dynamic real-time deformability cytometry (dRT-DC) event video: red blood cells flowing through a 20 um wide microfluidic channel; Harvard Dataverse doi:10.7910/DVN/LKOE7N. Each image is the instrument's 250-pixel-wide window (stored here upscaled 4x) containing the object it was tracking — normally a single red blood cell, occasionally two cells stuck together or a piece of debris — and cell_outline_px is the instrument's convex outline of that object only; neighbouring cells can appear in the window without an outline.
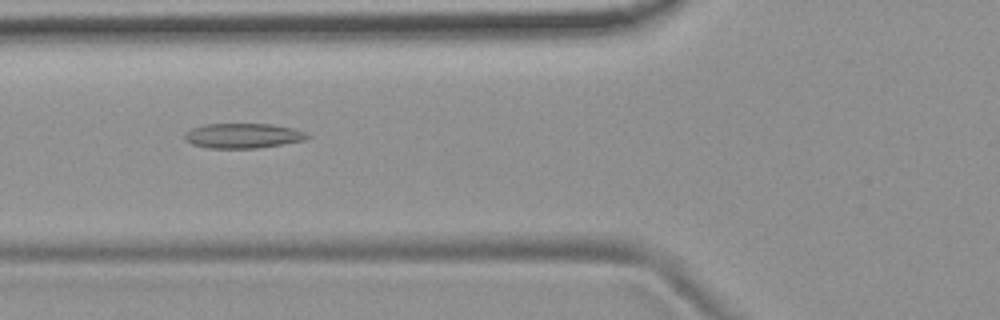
{"species": "common noctule bat (a hibernating species)", "species_latin": "Nyctalus noctula", "temperature_condition": "room temperature", "stored_images_in_passage": 53, "camera_frame_rate_fps": 3000, "um_per_image_px": 0.085, "animal": {"sex": "female", "body_mass_g": 19.9}, "frame": {"image": 1, "passage_image": 20, "time_ms": 6.333, "image_size_px": [1000, 320], "cell_outline_px": [[312, 136], [304, 140], [256, 148], [208, 148], [192, 144], [184, 140], [184, 132], [192, 128], [204, 124], [272, 124], [292, 128], [304, 132]], "centroid_in_image_um": [20.6, 11.53], "position_along_channel_um": 105.2, "area_um2": 17.74}}
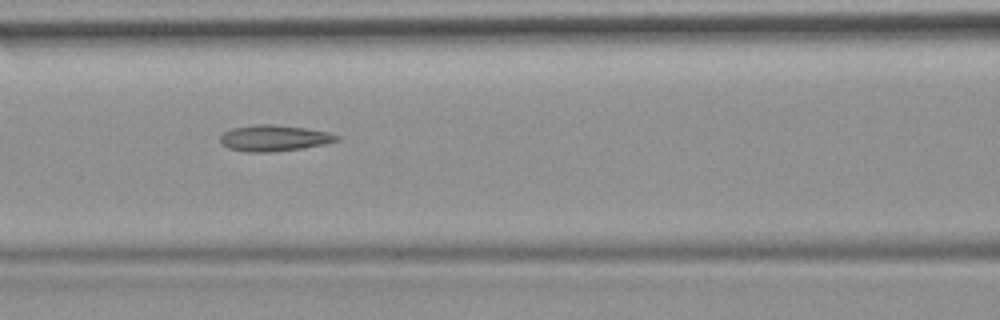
{"frame": {"image": 2, "passage_image": 23, "time_ms": 7.333, "image_size_px": [1000, 320], "cell_outline_px": [[340, 140], [324, 144], [304, 148], [268, 152], [244, 152], [228, 148], [220, 144], [220, 136], [224, 132], [232, 128], [256, 124], [272, 124], [304, 128], [328, 132], [340, 136]], "centroid_in_image_um": [23.27, 11.74], "position_along_channel_um": 143.3, "area_um2": 17.8}}
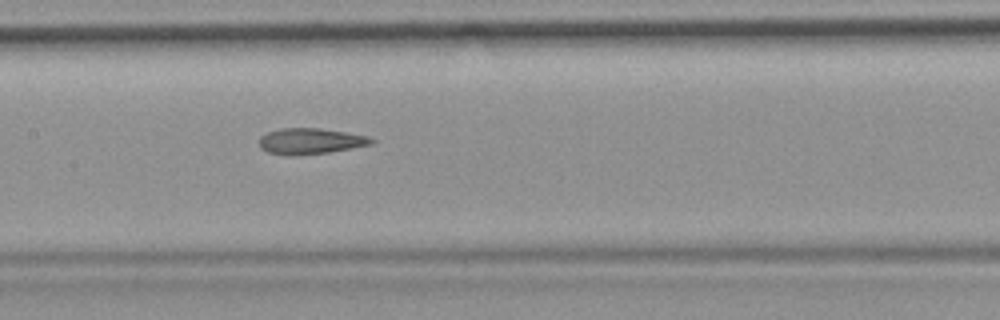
{"frame": {"image": 3, "passage_image": 26, "time_ms": 8.333, "image_size_px": [1000, 320], "cell_outline_px": [[376, 140], [372, 144], [328, 152], [296, 156], [288, 156], [268, 152], [260, 148], [260, 136], [268, 132], [280, 128], [320, 128], [368, 136]], "centroid_in_image_um": [26.36, 12.0], "position_along_channel_um": 181.0, "area_um2": 16.94}, "authors_computed_cell_mechanics": {"area_um2": 17.7446, "velocity_mm_per_s": 3.7914, "shape_relaxation_time_tau1_ms": null, "shape_relaxation_time_tau2_ms": 3.2452, "deformation_change_tau1": null, "deformation_change_tau2": 0.1297}}